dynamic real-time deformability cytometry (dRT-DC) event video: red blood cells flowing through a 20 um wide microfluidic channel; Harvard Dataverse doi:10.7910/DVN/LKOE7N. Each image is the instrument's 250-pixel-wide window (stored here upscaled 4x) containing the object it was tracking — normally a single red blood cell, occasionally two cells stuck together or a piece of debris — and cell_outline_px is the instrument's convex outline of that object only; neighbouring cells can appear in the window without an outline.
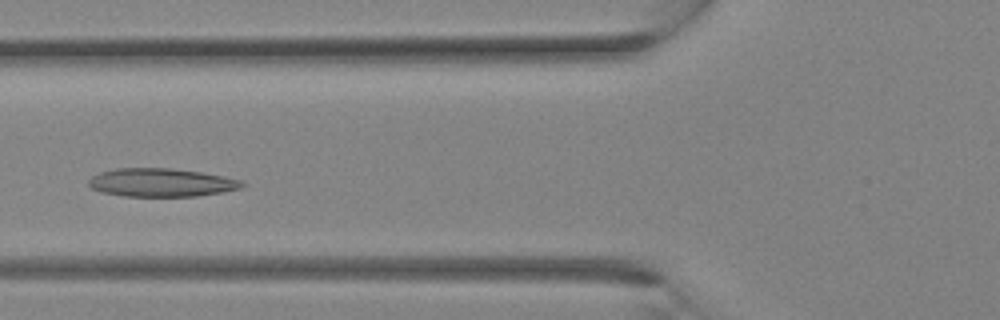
{"species": "Egyptian fruit bat (a non-hibernating species)", "species_latin": "Rousettus aegyptiacus", "temperature_condition": "room temperature", "stored_images_in_passage": 14, "camera_frame_rate_fps": 3000, "um_per_image_px": 0.085, "animal": {"sex": "female"}, "frame": {"image": 1, "passage_image": 3, "time_ms": 0.667, "image_size_px": [1000, 320], "cell_outline_px": [[244, 184], [240, 188], [220, 192], [196, 196], [124, 196], [100, 192], [92, 188], [88, 184], [88, 180], [92, 176], [100, 172], [116, 168], [172, 168], [200, 172], [224, 176], [240, 180]], "centroid_in_image_um": [13.66, 15.51], "position_along_channel_um": 112.1, "area_um2": 25.2}}
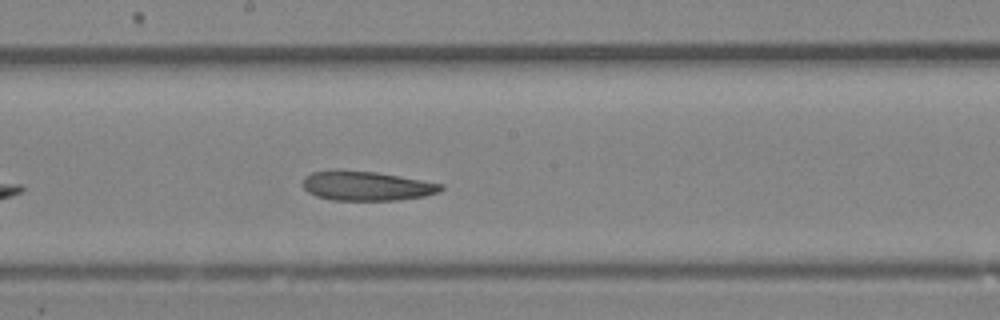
{"frame": {"image": 2, "passage_image": 8, "time_ms": 2.333, "image_size_px": [1000, 320], "cell_outline_px": [[444, 188], [440, 192], [424, 196], [396, 200], [332, 200], [316, 196], [308, 192], [304, 188], [304, 176], [312, 172], [336, 168], [376, 172], [444, 184]], "centroid_in_image_um": [31.13, 15.78], "position_along_channel_um": 217.1, "area_um2": 23.93}}
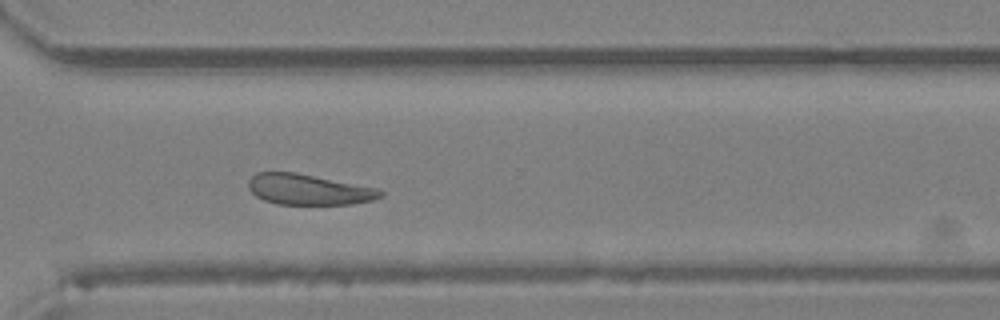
{"frame": {"image": 3, "passage_image": 14, "time_ms": 4.333, "image_size_px": [1000, 320], "cell_outline_px": [[384, 196], [372, 200], [352, 204], [276, 204], [264, 200], [256, 196], [248, 188], [248, 180], [256, 172], [296, 172], [380, 188], [384, 192]], "centroid_in_image_um": [26.26, 16.1], "position_along_channel_um": 344.3, "area_um2": 23.81}}